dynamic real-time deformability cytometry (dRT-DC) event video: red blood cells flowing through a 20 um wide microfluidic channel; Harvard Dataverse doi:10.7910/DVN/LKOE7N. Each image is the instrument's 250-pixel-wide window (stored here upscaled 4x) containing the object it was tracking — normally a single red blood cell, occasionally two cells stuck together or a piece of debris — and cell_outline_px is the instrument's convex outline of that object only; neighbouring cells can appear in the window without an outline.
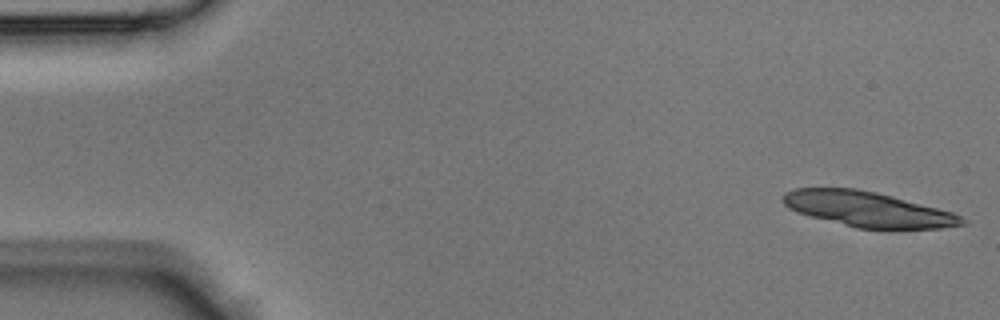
{"species": "Egyptian fruit bat (a non-hibernating species)", "species_latin": "Rousettus aegyptiacus", "temperature_condition": "room temperature", "stored_images_in_passage": 44, "camera_frame_rate_fps": 3000, "um_per_image_px": 0.085, "animal": {"sex": "male"}, "frame": {"image": 1, "passage_image": 1, "time_ms": 0.0, "image_size_px": [1000, 320], "cell_outline_px": [[968, 220], [964, 224], [940, 228], [856, 228], [796, 212], [788, 208], [780, 200], [780, 196], [784, 192], [792, 188], [856, 188], [876, 192], [892, 196], [952, 212]], "centroid_in_image_um": [73.68, 17.77], "position_along_channel_um": 11.3, "area_um2": 36.47}}
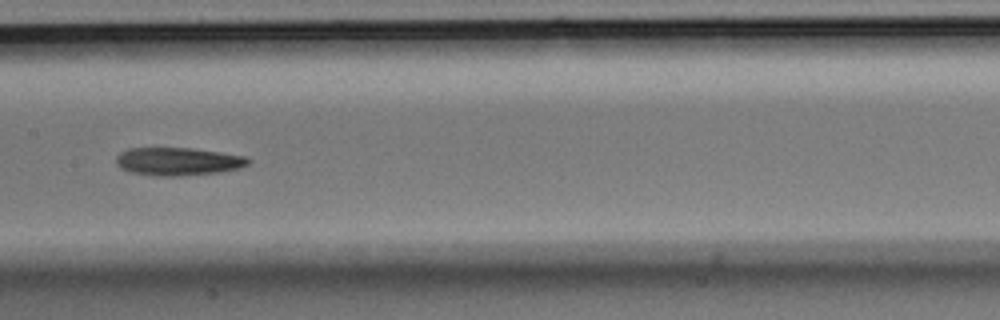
{"frame": {"image": 2, "passage_image": 22, "time_ms": 7.0, "image_size_px": [1000, 320], "cell_outline_px": [[252, 160], [248, 164], [240, 168], [216, 172], [180, 176], [152, 176], [132, 172], [120, 168], [116, 164], [116, 156], [120, 152], [128, 148], [192, 148], [248, 156]], "centroid_in_image_um": [15.13, 13.72], "position_along_channel_um": 192.3, "area_um2": 21.68}}
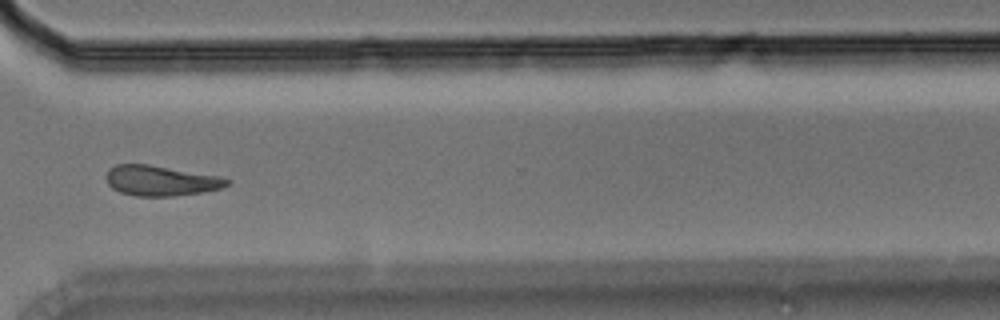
{"frame": {"image": 3, "passage_image": 33, "time_ms": 10.667, "image_size_px": [1000, 320], "cell_outline_px": [[232, 180], [228, 184], [220, 188], [200, 192], [172, 196], [136, 196], [120, 192], [112, 188], [108, 184], [104, 176], [108, 168], [116, 164], [148, 164], [220, 176]], "centroid_in_image_um": [13.61, 15.34], "position_along_channel_um": 357.0, "area_um2": 21.33}}